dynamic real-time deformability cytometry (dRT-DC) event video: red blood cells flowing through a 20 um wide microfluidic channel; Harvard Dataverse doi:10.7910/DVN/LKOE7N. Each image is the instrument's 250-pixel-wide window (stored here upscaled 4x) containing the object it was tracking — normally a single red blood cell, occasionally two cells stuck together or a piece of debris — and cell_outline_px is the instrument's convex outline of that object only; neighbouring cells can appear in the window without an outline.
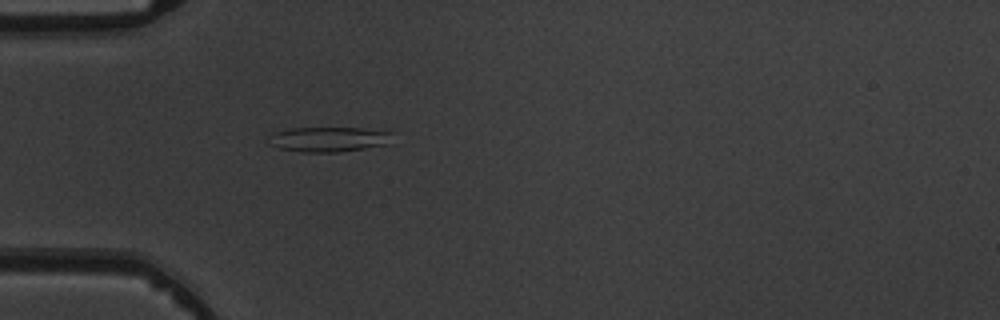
{"species": "common noctule bat (a hibernating species)", "species_latin": "Nyctalus noctula", "temperature_condition": "warm", "stored_images_in_passage": 3, "camera_frame_rate_fps": 3000, "um_per_image_px": 0.085, "animal": {"sex": "male", "body_mass_g": 19.5, "forearm_length_mm": 54.6}, "frame": {"image": 1, "passage_image": 3, "time_ms": 3.333, "image_size_px": [1000, 320], "cell_outline_px": [[392, 144], [340, 152], [304, 152], [280, 148], [268, 144], [264, 140], [268, 136], [276, 132], [288, 128], [360, 128], [392, 132]], "centroid_in_image_um": [27.93, 11.84], "position_along_channel_um": 57.1, "area_um2": 18.26}}